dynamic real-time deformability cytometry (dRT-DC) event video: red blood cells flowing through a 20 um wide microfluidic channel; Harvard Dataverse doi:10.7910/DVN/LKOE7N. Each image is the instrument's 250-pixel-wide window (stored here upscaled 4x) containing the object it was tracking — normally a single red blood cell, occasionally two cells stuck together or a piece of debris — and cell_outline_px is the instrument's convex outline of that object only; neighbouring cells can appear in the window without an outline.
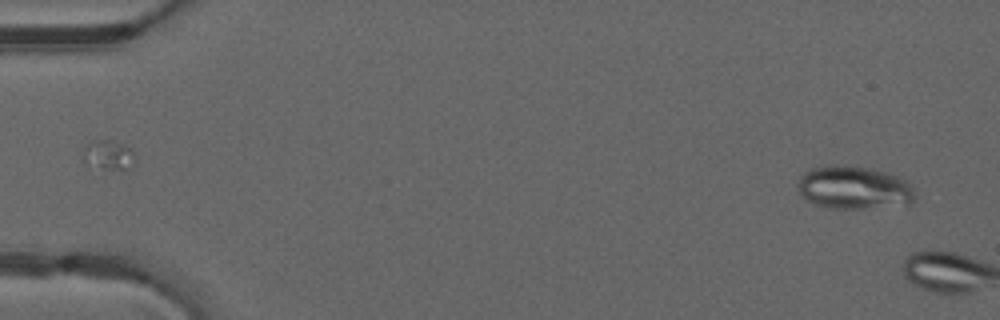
{"species": "common noctule bat (a hibernating species)", "species_latin": "Nyctalus noctula", "temperature_condition": "warm", "stored_images_in_passage": 4, "camera_frame_rate_fps": 3000, "um_per_image_px": 0.085, "animal": {"sex": "male", "forearm_length_mm": 52.5}, "frame": {"image": 1, "passage_image": 2, "time_ms": 0.333, "image_size_px": [1000, 320], "cell_outline_px": [[916, 200], [912, 204], [864, 208], [828, 208], [812, 204], [800, 192], [796, 184], [800, 176], [804, 172], [812, 168], [828, 164], [848, 164], [880, 168], [900, 176], [916, 192]], "centroid_in_image_um": [72.61, 15.91], "position_along_channel_um": 12.4, "area_um2": 30.35}}